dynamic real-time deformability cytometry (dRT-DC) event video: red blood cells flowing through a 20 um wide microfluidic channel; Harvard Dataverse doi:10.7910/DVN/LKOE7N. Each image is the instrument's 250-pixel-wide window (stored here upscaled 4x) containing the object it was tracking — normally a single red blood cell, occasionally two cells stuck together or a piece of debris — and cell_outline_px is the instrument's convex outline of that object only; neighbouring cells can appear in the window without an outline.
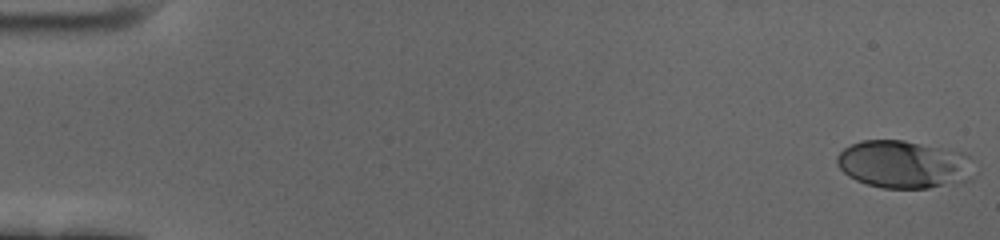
{"species": "human", "species_latin": "Homo sapiens", "temperature_condition": "cold", "stored_images_in_passage": 59, "camera_frame_rate_fps": 3000, "um_per_image_px": 0.085, "donor": {"sex": "female"}, "frame": {"image": 1, "passage_image": 1, "time_ms": 0.0, "image_size_px": [1000, 240], "cell_outline_px": [[972, 180], [928, 188], [884, 188], [868, 184], [856, 180], [848, 176], [836, 164], [836, 156], [844, 148], [860, 140], [904, 140], [964, 152], [968, 156], [972, 176]], "centroid_in_image_um": [76.8, 13.97], "position_along_channel_um": 8.2, "area_um2": 38.09}}
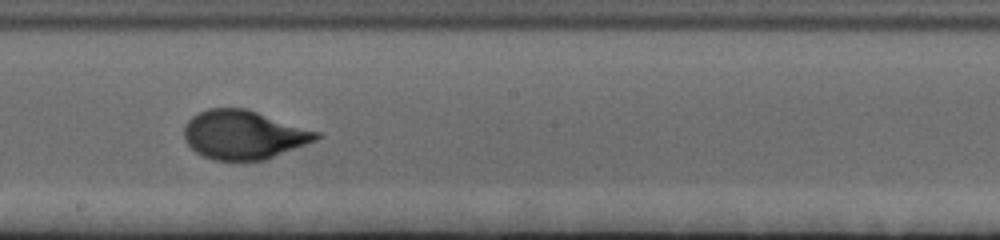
{"frame": {"image": 2, "passage_image": 34, "time_ms": 11.0, "image_size_px": [1000, 240], "cell_outline_px": [[320, 136], [316, 140], [264, 160], [212, 160], [196, 152], [184, 140], [184, 124], [192, 116], [208, 108], [244, 108], [320, 132]], "centroid_in_image_um": [20.67, 11.45], "position_along_channel_um": 227.5, "area_um2": 37.28}}
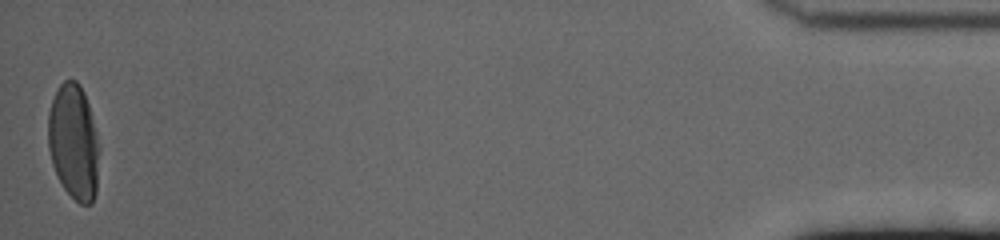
{"frame": {"image": 3, "passage_image": 59, "time_ms": 19.333, "image_size_px": [1000, 240], "cell_outline_px": [[100, 148], [96, 192], [92, 204], [80, 204], [64, 188], [56, 176], [52, 164], [48, 148], [48, 112], [52, 100], [60, 84], [64, 80], [76, 80], [80, 84], [84, 92], [88, 104], [100, 144]], "centroid_in_image_um": [6.27, 12.08], "position_along_channel_um": 428.9, "area_um2": 34.74}, "authors_computed_cell_mechanics": {"area_um2": 36.703, "velocity_mm_per_s": 3.432, "shape_relaxation_time_tau1_ms": 4.9104, "shape_relaxation_time_tau2_ms": null, "deformation_change_tau1": 0.2043, "deformation_change_tau2": null}}